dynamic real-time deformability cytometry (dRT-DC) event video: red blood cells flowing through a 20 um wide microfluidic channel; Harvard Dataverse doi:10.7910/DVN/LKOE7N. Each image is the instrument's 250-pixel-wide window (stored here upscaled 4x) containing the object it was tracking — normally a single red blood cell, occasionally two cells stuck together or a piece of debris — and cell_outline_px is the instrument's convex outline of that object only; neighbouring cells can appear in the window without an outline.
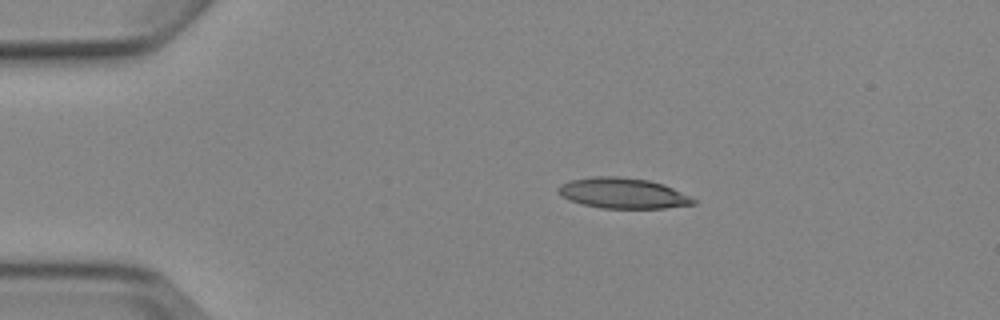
{"species": "Egyptian fruit bat (a non-hibernating species)", "species_latin": "Rousettus aegyptiacus", "temperature_condition": "cold", "stored_images_in_passage": 6, "camera_frame_rate_fps": 3000, "um_per_image_px": 0.085, "animal": {"sex": "female"}, "frame": {"image": 1, "passage_image": 3, "time_ms": 2.667, "image_size_px": [1000, 320], "cell_outline_px": [[696, 204], [664, 208], [600, 208], [580, 204], [568, 200], [560, 196], [556, 188], [560, 184], [572, 180], [592, 176], [620, 176], [648, 180], [664, 184], [692, 196], [696, 200]], "centroid_in_image_um": [52.93, 16.42], "position_along_channel_um": 32.1, "area_um2": 24.39}}
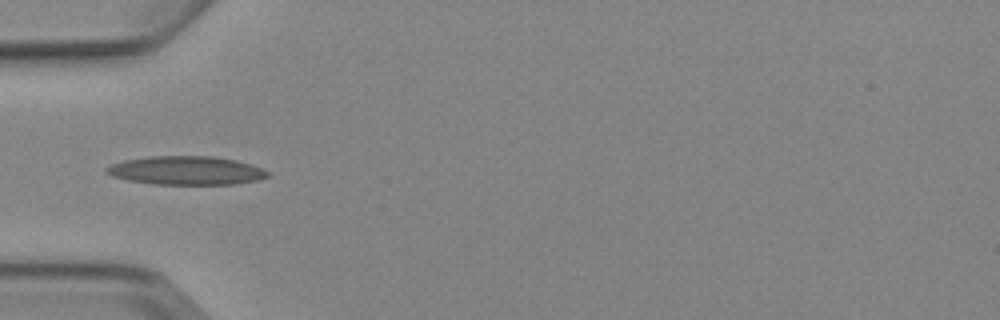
{"frame": {"image": 2, "passage_image": 5, "time_ms": 5.0, "image_size_px": [1000, 320], "cell_outline_px": [[268, 176], [260, 180], [236, 184], [152, 184], [128, 180], [112, 176], [104, 172], [104, 168], [112, 164], [124, 160], [148, 156], [212, 156], [236, 160], [252, 164], [268, 172]], "centroid_in_image_um": [15.81, 14.49], "position_along_channel_um": 69.2, "area_um2": 26.99}}
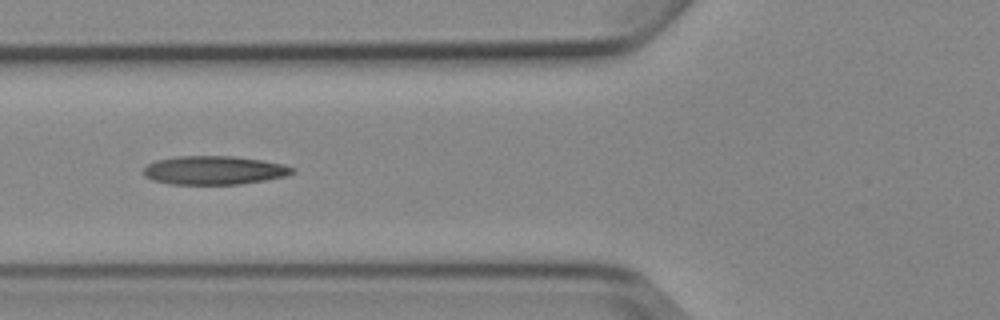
{"frame": {"image": 3, "passage_image": 6, "time_ms": 6.0, "image_size_px": [1000, 320], "cell_outline_px": [[296, 172], [284, 176], [244, 184], [168, 184], [152, 180], [144, 176], [144, 168], [148, 164], [156, 160], [176, 156], [232, 156], [264, 160], [284, 164], [296, 168]], "centroid_in_image_um": [18.22, 14.47], "position_along_channel_um": 107.6, "area_um2": 25.03}}